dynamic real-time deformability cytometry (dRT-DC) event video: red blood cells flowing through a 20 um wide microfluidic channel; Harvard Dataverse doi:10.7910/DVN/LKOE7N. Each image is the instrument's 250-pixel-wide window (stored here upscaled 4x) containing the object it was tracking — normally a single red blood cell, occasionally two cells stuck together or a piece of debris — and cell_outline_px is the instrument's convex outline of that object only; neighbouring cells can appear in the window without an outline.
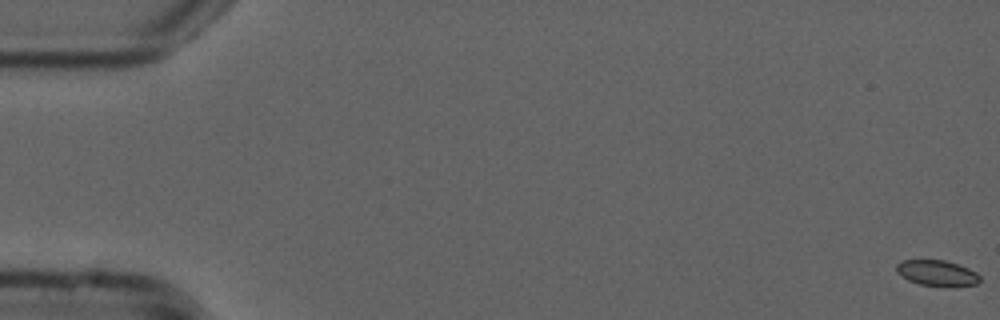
{"species": "common noctule bat (a hibernating species)", "species_latin": "Nyctalus noctula", "temperature_condition": "cold", "stored_images_in_passage": 16, "camera_frame_rate_fps": 3000, "um_per_image_px": 0.085, "animal": {"sex": "male", "forearm_length_mm": 52.5}, "frame": {"image": 1, "passage_image": 1, "time_ms": 0.0, "image_size_px": [1000, 320], "cell_outline_px": [[980, 280], [976, 284], [920, 284], [908, 280], [896, 272], [896, 264], [900, 260], [944, 260], [968, 268], [976, 272], [980, 276]], "centroid_in_image_um": [79.58, 23.16], "position_along_channel_um": 5.4, "area_um2": 11.91}}
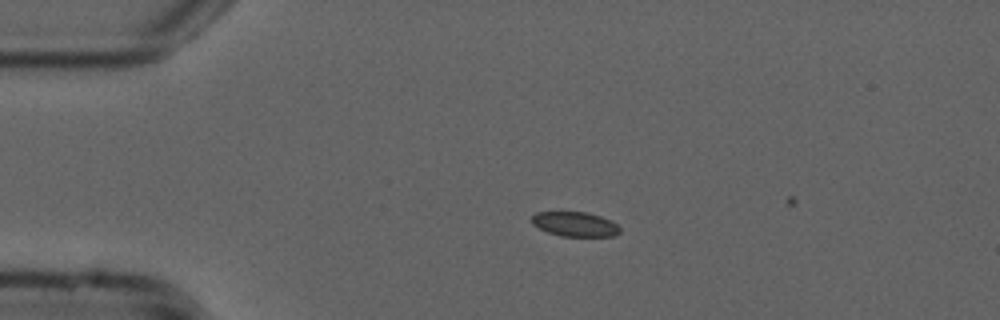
{"frame": {"image": 2, "passage_image": 13, "time_ms": 4.0, "image_size_px": [1000, 320], "cell_outline_px": [[620, 232], [616, 236], [560, 236], [548, 232], [532, 224], [532, 216], [536, 212], [588, 212], [600, 216], [616, 224], [620, 228]], "centroid_in_image_um": [48.87, 19.05], "position_along_channel_um": 36.1, "area_um2": 12.54}}